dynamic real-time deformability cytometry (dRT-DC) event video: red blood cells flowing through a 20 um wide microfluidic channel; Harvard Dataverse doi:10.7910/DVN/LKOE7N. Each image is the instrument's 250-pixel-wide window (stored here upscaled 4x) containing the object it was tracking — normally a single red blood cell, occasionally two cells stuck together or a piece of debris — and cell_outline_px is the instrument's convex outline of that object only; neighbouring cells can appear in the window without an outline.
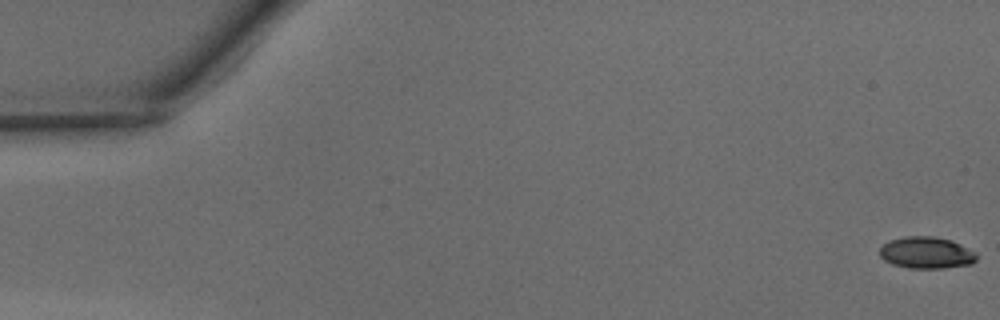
{"species": "common noctule bat (a hibernating species)", "species_latin": "Nyctalus noctula", "temperature_condition": "warm", "stored_images_in_passage": 16, "camera_frame_rate_fps": 3000, "um_per_image_px": 0.085, "animal": {"sex": "male", "body_mass_g": 15.6}, "frame": {"image": 1, "passage_image": 1, "time_ms": 0.0, "image_size_px": [1000, 320], "cell_outline_px": [[976, 260], [972, 264], [944, 268], [908, 268], [892, 264], [884, 260], [880, 256], [880, 248], [888, 240], [904, 236], [932, 236], [952, 240], [976, 252]], "centroid_in_image_um": [78.74, 21.48], "position_along_channel_um": 6.3, "area_um2": 18.03}}